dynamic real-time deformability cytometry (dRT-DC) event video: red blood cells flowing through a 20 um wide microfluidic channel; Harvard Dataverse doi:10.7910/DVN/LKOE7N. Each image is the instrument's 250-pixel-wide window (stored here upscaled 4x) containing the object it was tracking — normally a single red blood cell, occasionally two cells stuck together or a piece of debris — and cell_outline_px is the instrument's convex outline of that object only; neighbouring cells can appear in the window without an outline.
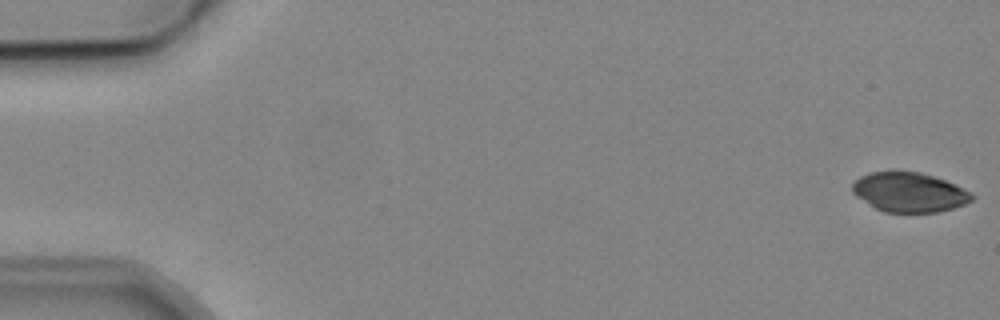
{"species": "common noctule bat (a hibernating species)", "species_latin": "Nyctalus noctula", "temperature_condition": "cold", "stored_images_in_passage": 5, "camera_frame_rate_fps": 3000, "um_per_image_px": 0.085, "animal": {"sex": "male", "body_mass_g": 19.2, "forearm_length_mm": 51.8}, "frame": {"image": 1, "passage_image": 1, "time_ms": 0.0, "image_size_px": [1000, 320], "cell_outline_px": [[976, 196], [972, 200], [964, 204], [940, 212], [884, 212], [876, 208], [856, 196], [852, 192], [852, 184], [860, 176], [868, 172], [888, 168], [896, 168], [920, 172], [944, 180], [972, 192]], "centroid_in_image_um": [77.25, 16.29], "position_along_channel_um": 7.7, "area_um2": 28.21}}